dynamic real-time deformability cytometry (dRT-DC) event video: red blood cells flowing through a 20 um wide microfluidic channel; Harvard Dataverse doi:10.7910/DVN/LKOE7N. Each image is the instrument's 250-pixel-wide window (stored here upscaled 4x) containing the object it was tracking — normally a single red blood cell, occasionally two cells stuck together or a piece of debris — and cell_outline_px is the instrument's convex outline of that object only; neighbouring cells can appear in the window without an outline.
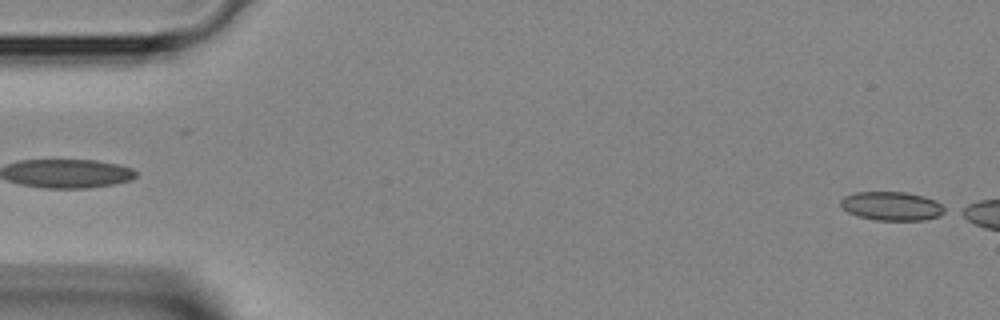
{"species": "Egyptian fruit bat (a non-hibernating species)", "species_latin": "Rousettus aegyptiacus", "temperature_condition": "room temperature", "stored_images_in_passage": 2, "camera_frame_rate_fps": 3000, "um_per_image_px": 0.085, "animal": {"sex": "female"}, "frame": {"image": 1, "passage_image": 2, "time_ms": 0.333, "image_size_px": [1000, 320], "cell_outline_px": [[948, 212], [940, 216], [924, 220], [876, 220], [860, 216], [848, 212], [840, 204], [840, 200], [844, 196], [856, 192], [904, 192], [924, 196], [936, 200], [948, 208]], "centroid_in_image_um": [75.88, 17.51], "position_along_channel_um": 9.1, "area_um2": 17.63}}